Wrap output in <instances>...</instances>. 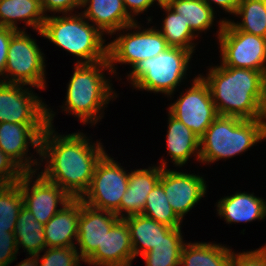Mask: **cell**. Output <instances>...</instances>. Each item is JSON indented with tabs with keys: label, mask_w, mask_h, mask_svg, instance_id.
<instances>
[{
	"label": "cell",
	"mask_w": 266,
	"mask_h": 266,
	"mask_svg": "<svg viewBox=\"0 0 266 266\" xmlns=\"http://www.w3.org/2000/svg\"><path fill=\"white\" fill-rule=\"evenodd\" d=\"M167 131L168 153L177 166L186 164L191 154L196 152V157H200V138L195 135L184 123L173 117L170 113Z\"/></svg>",
	"instance_id": "23"
},
{
	"label": "cell",
	"mask_w": 266,
	"mask_h": 266,
	"mask_svg": "<svg viewBox=\"0 0 266 266\" xmlns=\"http://www.w3.org/2000/svg\"><path fill=\"white\" fill-rule=\"evenodd\" d=\"M14 233L17 250L22 246L30 256L40 255V252L47 247L44 236V224L38 222L34 215L24 206L17 218Z\"/></svg>",
	"instance_id": "26"
},
{
	"label": "cell",
	"mask_w": 266,
	"mask_h": 266,
	"mask_svg": "<svg viewBox=\"0 0 266 266\" xmlns=\"http://www.w3.org/2000/svg\"><path fill=\"white\" fill-rule=\"evenodd\" d=\"M24 30L16 31L10 40L7 53V63L4 70L9 75V81L5 79L1 82L30 85L39 89H44L45 82V60L43 53ZM6 80V81H5Z\"/></svg>",
	"instance_id": "8"
},
{
	"label": "cell",
	"mask_w": 266,
	"mask_h": 266,
	"mask_svg": "<svg viewBox=\"0 0 266 266\" xmlns=\"http://www.w3.org/2000/svg\"><path fill=\"white\" fill-rule=\"evenodd\" d=\"M36 172H25L20 180V191L26 207L42 224H46L60 209L58 203L64 206L72 198L57 184L49 182L41 174L35 179L32 186L33 175Z\"/></svg>",
	"instance_id": "13"
},
{
	"label": "cell",
	"mask_w": 266,
	"mask_h": 266,
	"mask_svg": "<svg viewBox=\"0 0 266 266\" xmlns=\"http://www.w3.org/2000/svg\"><path fill=\"white\" fill-rule=\"evenodd\" d=\"M192 52L181 47H168L155 57L136 64L128 75L137 89L172 95L188 70Z\"/></svg>",
	"instance_id": "6"
},
{
	"label": "cell",
	"mask_w": 266,
	"mask_h": 266,
	"mask_svg": "<svg viewBox=\"0 0 266 266\" xmlns=\"http://www.w3.org/2000/svg\"><path fill=\"white\" fill-rule=\"evenodd\" d=\"M207 77L212 100L219 116L266 119V75L257 70L215 66Z\"/></svg>",
	"instance_id": "2"
},
{
	"label": "cell",
	"mask_w": 266,
	"mask_h": 266,
	"mask_svg": "<svg viewBox=\"0 0 266 266\" xmlns=\"http://www.w3.org/2000/svg\"><path fill=\"white\" fill-rule=\"evenodd\" d=\"M83 0H40V5L43 13L47 11L62 12L68 14L72 12L74 8L82 6Z\"/></svg>",
	"instance_id": "37"
},
{
	"label": "cell",
	"mask_w": 266,
	"mask_h": 266,
	"mask_svg": "<svg viewBox=\"0 0 266 266\" xmlns=\"http://www.w3.org/2000/svg\"><path fill=\"white\" fill-rule=\"evenodd\" d=\"M180 229L172 228L154 248L142 255L146 266H180L185 244Z\"/></svg>",
	"instance_id": "27"
},
{
	"label": "cell",
	"mask_w": 266,
	"mask_h": 266,
	"mask_svg": "<svg viewBox=\"0 0 266 266\" xmlns=\"http://www.w3.org/2000/svg\"><path fill=\"white\" fill-rule=\"evenodd\" d=\"M40 266H80L83 261L76 247H46Z\"/></svg>",
	"instance_id": "33"
},
{
	"label": "cell",
	"mask_w": 266,
	"mask_h": 266,
	"mask_svg": "<svg viewBox=\"0 0 266 266\" xmlns=\"http://www.w3.org/2000/svg\"><path fill=\"white\" fill-rule=\"evenodd\" d=\"M134 253L130 230L124 219H119L106 233L101 246L85 261L96 266H131Z\"/></svg>",
	"instance_id": "17"
},
{
	"label": "cell",
	"mask_w": 266,
	"mask_h": 266,
	"mask_svg": "<svg viewBox=\"0 0 266 266\" xmlns=\"http://www.w3.org/2000/svg\"><path fill=\"white\" fill-rule=\"evenodd\" d=\"M23 86L0 81V123L48 125L47 106Z\"/></svg>",
	"instance_id": "12"
},
{
	"label": "cell",
	"mask_w": 266,
	"mask_h": 266,
	"mask_svg": "<svg viewBox=\"0 0 266 266\" xmlns=\"http://www.w3.org/2000/svg\"><path fill=\"white\" fill-rule=\"evenodd\" d=\"M40 0H0V26L19 31L17 21H23L41 31L45 18Z\"/></svg>",
	"instance_id": "22"
},
{
	"label": "cell",
	"mask_w": 266,
	"mask_h": 266,
	"mask_svg": "<svg viewBox=\"0 0 266 266\" xmlns=\"http://www.w3.org/2000/svg\"><path fill=\"white\" fill-rule=\"evenodd\" d=\"M265 139L266 119L218 115L200 138L199 161L207 164L231 158Z\"/></svg>",
	"instance_id": "3"
},
{
	"label": "cell",
	"mask_w": 266,
	"mask_h": 266,
	"mask_svg": "<svg viewBox=\"0 0 266 266\" xmlns=\"http://www.w3.org/2000/svg\"><path fill=\"white\" fill-rule=\"evenodd\" d=\"M124 220L130 230L134 258L154 248L172 229L142 214L126 217Z\"/></svg>",
	"instance_id": "24"
},
{
	"label": "cell",
	"mask_w": 266,
	"mask_h": 266,
	"mask_svg": "<svg viewBox=\"0 0 266 266\" xmlns=\"http://www.w3.org/2000/svg\"><path fill=\"white\" fill-rule=\"evenodd\" d=\"M172 1L174 0H156V2H158V5H168Z\"/></svg>",
	"instance_id": "42"
},
{
	"label": "cell",
	"mask_w": 266,
	"mask_h": 266,
	"mask_svg": "<svg viewBox=\"0 0 266 266\" xmlns=\"http://www.w3.org/2000/svg\"><path fill=\"white\" fill-rule=\"evenodd\" d=\"M219 24L221 65L257 70L266 75V38L240 31L227 19Z\"/></svg>",
	"instance_id": "7"
},
{
	"label": "cell",
	"mask_w": 266,
	"mask_h": 266,
	"mask_svg": "<svg viewBox=\"0 0 266 266\" xmlns=\"http://www.w3.org/2000/svg\"><path fill=\"white\" fill-rule=\"evenodd\" d=\"M230 266H266V245L254 251L232 252Z\"/></svg>",
	"instance_id": "35"
},
{
	"label": "cell",
	"mask_w": 266,
	"mask_h": 266,
	"mask_svg": "<svg viewBox=\"0 0 266 266\" xmlns=\"http://www.w3.org/2000/svg\"><path fill=\"white\" fill-rule=\"evenodd\" d=\"M161 164L159 167L136 169L129 173L128 187L121 198L120 210L116 213L119 219L143 213L148 194L160 181L162 167H167L164 160Z\"/></svg>",
	"instance_id": "18"
},
{
	"label": "cell",
	"mask_w": 266,
	"mask_h": 266,
	"mask_svg": "<svg viewBox=\"0 0 266 266\" xmlns=\"http://www.w3.org/2000/svg\"><path fill=\"white\" fill-rule=\"evenodd\" d=\"M232 250L220 244L185 243L180 266H230Z\"/></svg>",
	"instance_id": "25"
},
{
	"label": "cell",
	"mask_w": 266,
	"mask_h": 266,
	"mask_svg": "<svg viewBox=\"0 0 266 266\" xmlns=\"http://www.w3.org/2000/svg\"><path fill=\"white\" fill-rule=\"evenodd\" d=\"M80 211V198H72L62 208L60 207V210L44 225L47 247H76L73 240L77 241L78 238Z\"/></svg>",
	"instance_id": "19"
},
{
	"label": "cell",
	"mask_w": 266,
	"mask_h": 266,
	"mask_svg": "<svg viewBox=\"0 0 266 266\" xmlns=\"http://www.w3.org/2000/svg\"><path fill=\"white\" fill-rule=\"evenodd\" d=\"M16 30L0 26V76L4 75V70L7 63L8 46L12 35Z\"/></svg>",
	"instance_id": "38"
},
{
	"label": "cell",
	"mask_w": 266,
	"mask_h": 266,
	"mask_svg": "<svg viewBox=\"0 0 266 266\" xmlns=\"http://www.w3.org/2000/svg\"><path fill=\"white\" fill-rule=\"evenodd\" d=\"M80 14L46 16L38 33L56 46L80 57L76 64H92L108 59V45L102 33ZM84 60V61H83Z\"/></svg>",
	"instance_id": "4"
},
{
	"label": "cell",
	"mask_w": 266,
	"mask_h": 266,
	"mask_svg": "<svg viewBox=\"0 0 266 266\" xmlns=\"http://www.w3.org/2000/svg\"><path fill=\"white\" fill-rule=\"evenodd\" d=\"M139 26L137 21L133 22L129 28L138 29V32L120 34L107 44L111 73H116L113 63L131 64L133 68L142 60L155 57L170 47L158 29L148 28L140 31Z\"/></svg>",
	"instance_id": "10"
},
{
	"label": "cell",
	"mask_w": 266,
	"mask_h": 266,
	"mask_svg": "<svg viewBox=\"0 0 266 266\" xmlns=\"http://www.w3.org/2000/svg\"><path fill=\"white\" fill-rule=\"evenodd\" d=\"M24 206L19 183L0 185V230L14 232L20 210Z\"/></svg>",
	"instance_id": "32"
},
{
	"label": "cell",
	"mask_w": 266,
	"mask_h": 266,
	"mask_svg": "<svg viewBox=\"0 0 266 266\" xmlns=\"http://www.w3.org/2000/svg\"><path fill=\"white\" fill-rule=\"evenodd\" d=\"M202 1H204L212 9L213 7L211 4L212 2H214L215 4L219 5V7L221 6L223 10L231 14H235L239 2V0H202Z\"/></svg>",
	"instance_id": "40"
},
{
	"label": "cell",
	"mask_w": 266,
	"mask_h": 266,
	"mask_svg": "<svg viewBox=\"0 0 266 266\" xmlns=\"http://www.w3.org/2000/svg\"><path fill=\"white\" fill-rule=\"evenodd\" d=\"M18 253L15 233L0 230V266H8L16 259Z\"/></svg>",
	"instance_id": "36"
},
{
	"label": "cell",
	"mask_w": 266,
	"mask_h": 266,
	"mask_svg": "<svg viewBox=\"0 0 266 266\" xmlns=\"http://www.w3.org/2000/svg\"><path fill=\"white\" fill-rule=\"evenodd\" d=\"M167 6L181 14L194 34L207 31L214 22V10L202 0H174Z\"/></svg>",
	"instance_id": "29"
},
{
	"label": "cell",
	"mask_w": 266,
	"mask_h": 266,
	"mask_svg": "<svg viewBox=\"0 0 266 266\" xmlns=\"http://www.w3.org/2000/svg\"><path fill=\"white\" fill-rule=\"evenodd\" d=\"M118 220L115 213L93 208L81 200L77 244L83 262L96 251L98 246H101L106 233Z\"/></svg>",
	"instance_id": "16"
},
{
	"label": "cell",
	"mask_w": 266,
	"mask_h": 266,
	"mask_svg": "<svg viewBox=\"0 0 266 266\" xmlns=\"http://www.w3.org/2000/svg\"><path fill=\"white\" fill-rule=\"evenodd\" d=\"M181 95L169 107V113L201 138L218 117L210 88L199 74L194 78L191 88Z\"/></svg>",
	"instance_id": "11"
},
{
	"label": "cell",
	"mask_w": 266,
	"mask_h": 266,
	"mask_svg": "<svg viewBox=\"0 0 266 266\" xmlns=\"http://www.w3.org/2000/svg\"><path fill=\"white\" fill-rule=\"evenodd\" d=\"M128 178L122 166L105 153L97 162L91 184L80 199L93 208L116 214L128 187Z\"/></svg>",
	"instance_id": "9"
},
{
	"label": "cell",
	"mask_w": 266,
	"mask_h": 266,
	"mask_svg": "<svg viewBox=\"0 0 266 266\" xmlns=\"http://www.w3.org/2000/svg\"><path fill=\"white\" fill-rule=\"evenodd\" d=\"M25 171L0 149V185L17 183Z\"/></svg>",
	"instance_id": "34"
},
{
	"label": "cell",
	"mask_w": 266,
	"mask_h": 266,
	"mask_svg": "<svg viewBox=\"0 0 266 266\" xmlns=\"http://www.w3.org/2000/svg\"><path fill=\"white\" fill-rule=\"evenodd\" d=\"M48 125H26L18 123H0V149L14 160L25 172H36L32 166L39 165L27 157L29 144L40 157L41 136ZM30 141V142H29ZM25 157V159H24Z\"/></svg>",
	"instance_id": "14"
},
{
	"label": "cell",
	"mask_w": 266,
	"mask_h": 266,
	"mask_svg": "<svg viewBox=\"0 0 266 266\" xmlns=\"http://www.w3.org/2000/svg\"><path fill=\"white\" fill-rule=\"evenodd\" d=\"M167 14L163 20L162 28L158 31L163 35L167 44L171 47L185 48L193 53L195 45L192 43L198 34H194L181 14L174 12L167 5H160ZM194 45V46H193Z\"/></svg>",
	"instance_id": "28"
},
{
	"label": "cell",
	"mask_w": 266,
	"mask_h": 266,
	"mask_svg": "<svg viewBox=\"0 0 266 266\" xmlns=\"http://www.w3.org/2000/svg\"><path fill=\"white\" fill-rule=\"evenodd\" d=\"M40 255H31L28 258L21 261L17 266H39Z\"/></svg>",
	"instance_id": "41"
},
{
	"label": "cell",
	"mask_w": 266,
	"mask_h": 266,
	"mask_svg": "<svg viewBox=\"0 0 266 266\" xmlns=\"http://www.w3.org/2000/svg\"><path fill=\"white\" fill-rule=\"evenodd\" d=\"M236 15L242 22H230L238 30L266 38V0H239Z\"/></svg>",
	"instance_id": "30"
},
{
	"label": "cell",
	"mask_w": 266,
	"mask_h": 266,
	"mask_svg": "<svg viewBox=\"0 0 266 266\" xmlns=\"http://www.w3.org/2000/svg\"><path fill=\"white\" fill-rule=\"evenodd\" d=\"M104 69L111 72L108 59L92 64L75 63L67 88L64 111L72 112L84 124H96L102 119V115L98 116L99 111L116 96L110 82L103 76Z\"/></svg>",
	"instance_id": "5"
},
{
	"label": "cell",
	"mask_w": 266,
	"mask_h": 266,
	"mask_svg": "<svg viewBox=\"0 0 266 266\" xmlns=\"http://www.w3.org/2000/svg\"><path fill=\"white\" fill-rule=\"evenodd\" d=\"M154 1L156 0H123V3L127 13L130 14L133 19H135L134 15L137 16L139 13L146 11L149 7L152 6Z\"/></svg>",
	"instance_id": "39"
},
{
	"label": "cell",
	"mask_w": 266,
	"mask_h": 266,
	"mask_svg": "<svg viewBox=\"0 0 266 266\" xmlns=\"http://www.w3.org/2000/svg\"><path fill=\"white\" fill-rule=\"evenodd\" d=\"M89 5L82 15L104 34L116 33V31L129 30L136 20L127 13L123 0H83L81 7Z\"/></svg>",
	"instance_id": "20"
},
{
	"label": "cell",
	"mask_w": 266,
	"mask_h": 266,
	"mask_svg": "<svg viewBox=\"0 0 266 266\" xmlns=\"http://www.w3.org/2000/svg\"><path fill=\"white\" fill-rule=\"evenodd\" d=\"M55 114L47 109V121L41 136L40 156L47 157V164L41 175L62 188L71 198H81L88 190L97 162L105 154L101 143H89L83 133L66 136L56 135L53 130Z\"/></svg>",
	"instance_id": "1"
},
{
	"label": "cell",
	"mask_w": 266,
	"mask_h": 266,
	"mask_svg": "<svg viewBox=\"0 0 266 266\" xmlns=\"http://www.w3.org/2000/svg\"><path fill=\"white\" fill-rule=\"evenodd\" d=\"M142 215L171 228L181 227L182 220L170 206L160 182L148 194Z\"/></svg>",
	"instance_id": "31"
},
{
	"label": "cell",
	"mask_w": 266,
	"mask_h": 266,
	"mask_svg": "<svg viewBox=\"0 0 266 266\" xmlns=\"http://www.w3.org/2000/svg\"><path fill=\"white\" fill-rule=\"evenodd\" d=\"M159 182L164 188L170 206L181 220L206 193L205 180L196 174L162 167Z\"/></svg>",
	"instance_id": "15"
},
{
	"label": "cell",
	"mask_w": 266,
	"mask_h": 266,
	"mask_svg": "<svg viewBox=\"0 0 266 266\" xmlns=\"http://www.w3.org/2000/svg\"><path fill=\"white\" fill-rule=\"evenodd\" d=\"M252 194L237 192L232 196L221 198L217 204L219 216L226 223L252 222L266 217V202Z\"/></svg>",
	"instance_id": "21"
}]
</instances>
